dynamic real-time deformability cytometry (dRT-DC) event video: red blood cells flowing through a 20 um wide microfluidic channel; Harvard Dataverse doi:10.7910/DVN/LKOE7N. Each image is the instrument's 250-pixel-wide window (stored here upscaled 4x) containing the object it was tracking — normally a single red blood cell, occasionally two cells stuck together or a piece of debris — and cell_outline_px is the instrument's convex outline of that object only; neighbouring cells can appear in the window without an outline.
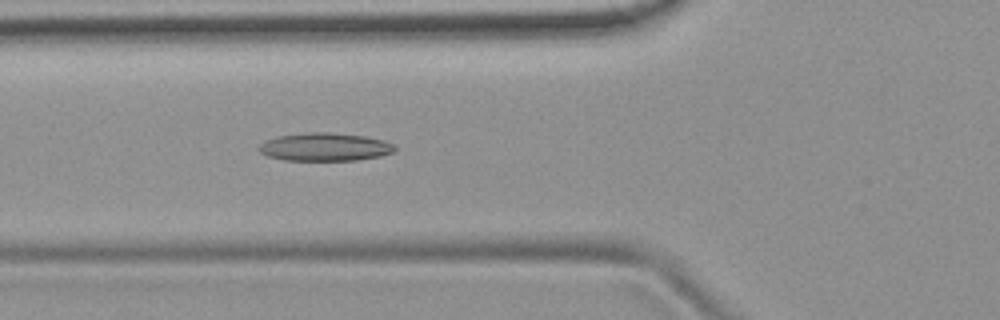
{"species": "common noctule bat (a hibernating species)", "species_latin": "Nyctalus noctula", "temperature_condition": "room temperature", "stored_images_in_passage": 53, "camera_frame_rate_fps": 3000, "um_per_image_px": 0.085, "animal": {"sex": "female", "body_mass_g": 19.9}, "frame": {"image": 1, "passage_image": 20, "time_ms": 6.333, "image_size_px": [1000, 320], "cell_outline_px": [[396, 148], [392, 152], [380, 156], [356, 160], [284, 160], [268, 156], [260, 152], [256, 148], [264, 140], [276, 136], [304, 132], [328, 132], [364, 136], [384, 140], [392, 144]], "centroid_in_image_um": [27.55, 12.48], "position_along_channel_um": 98.2, "area_um2": 22.31}}
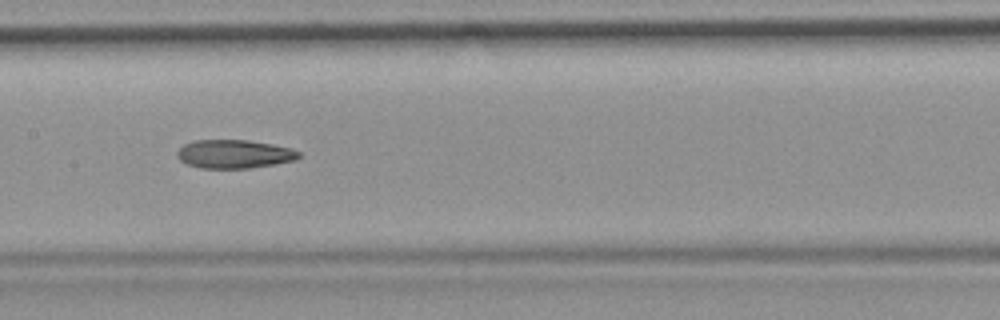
{"frame": {"image": 2, "passage_image": 27, "time_ms": 8.667, "image_size_px": [1000, 320], "cell_outline_px": [[300, 156], [296, 160], [276, 164], [248, 168], [200, 168], [188, 164], [180, 160], [176, 156], [176, 152], [184, 144], [192, 140], [248, 140], [288, 148], [300, 152]], "centroid_in_image_um": [19.87, 13.09], "position_along_channel_um": 187.5, "area_um2": 20.11}}
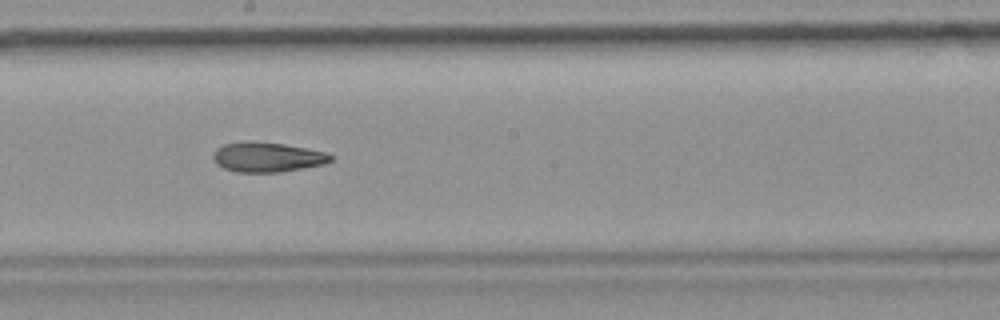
{"frame": {"image": 3, "passage_image": 30, "time_ms": 9.667, "image_size_px": [1000, 320], "cell_outline_px": [[332, 160], [324, 164], [304, 168], [280, 172], [236, 172], [224, 168], [216, 164], [212, 156], [216, 148], [224, 144], [244, 140], [284, 144], [324, 152], [332, 156]], "centroid_in_image_um": [22.67, 13.35], "position_along_channel_um": 225.5, "area_um2": 20.4}, "authors_computed_cell_mechanics": {"area_um2": 21.386, "velocity_mm_per_s": 3.8225, "shape_relaxation_time_tau1_ms": null, "shape_relaxation_time_tau2_ms": 8.9329, "deformation_change_tau1": null, "deformation_change_tau2": 0.205}}